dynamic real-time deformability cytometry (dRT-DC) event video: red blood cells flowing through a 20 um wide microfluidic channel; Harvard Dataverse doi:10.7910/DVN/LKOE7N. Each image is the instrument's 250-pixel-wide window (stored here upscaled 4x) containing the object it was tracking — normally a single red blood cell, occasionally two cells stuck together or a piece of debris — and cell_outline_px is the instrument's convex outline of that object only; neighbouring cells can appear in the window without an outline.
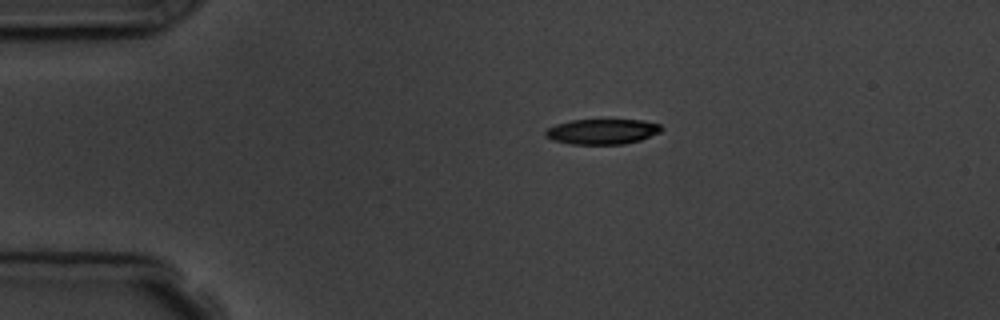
{"species": "common noctule bat (a hibernating species)", "species_latin": "Nyctalus noctula", "temperature_condition": "room temperature", "stored_images_in_passage": 4, "camera_frame_rate_fps": 3000, "um_per_image_px": 0.085, "animal": {"sex": "male", "body_mass_g": 19.5, "forearm_length_mm": 54.6}, "frame": {"image": 1, "passage_image": 1, "time_ms": 0.0, "image_size_px": [1000, 320], "cell_outline_px": [[664, 128], [660, 132], [640, 140], [624, 144], [572, 144], [552, 140], [544, 136], [544, 132], [548, 128], [556, 124], [572, 120], [644, 120], [660, 124]], "centroid_in_image_um": [51.19, 11.18], "position_along_channel_um": 33.8, "area_um2": 17.11}}
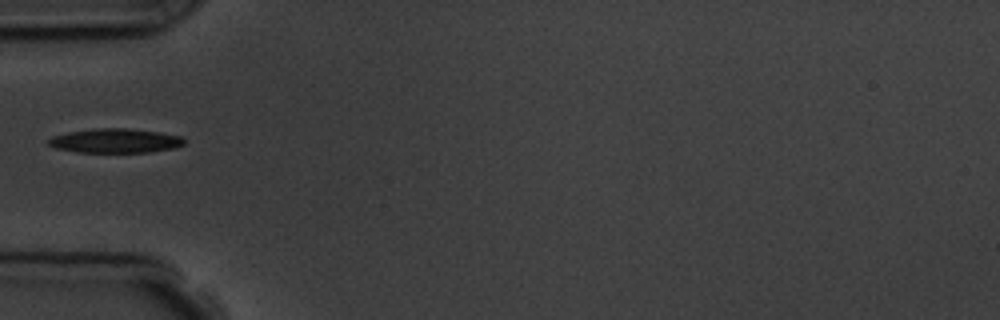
{"frame": {"image": 2, "passage_image": 3, "time_ms": 2.333, "image_size_px": [1000, 320], "cell_outline_px": [[184, 144], [172, 148], [148, 152], [80, 152], [56, 148], [48, 144], [48, 140], [52, 136], [68, 132], [92, 128], [128, 128], [184, 136]], "centroid_in_image_um": [9.79, 11.95], "position_along_channel_um": 75.2, "area_um2": 19.07}}